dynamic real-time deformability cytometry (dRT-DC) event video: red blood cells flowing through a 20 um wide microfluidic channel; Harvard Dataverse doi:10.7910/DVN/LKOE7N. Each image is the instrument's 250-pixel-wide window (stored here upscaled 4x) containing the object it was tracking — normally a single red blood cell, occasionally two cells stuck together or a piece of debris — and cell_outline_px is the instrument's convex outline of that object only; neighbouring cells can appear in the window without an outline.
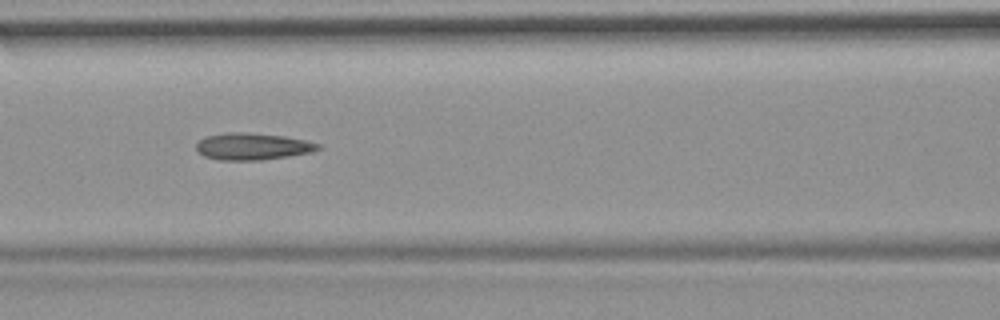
{"species": "common noctule bat (a hibernating species)", "species_latin": "Nyctalus noctula", "temperature_condition": "room temperature", "stored_images_in_passage": 9, "camera_frame_rate_fps": 3000, "um_per_image_px": 0.085, "animal": {"sex": "female", "body_mass_g": 19.9}, "frame": {"image": 1, "passage_image": 6, "time_ms": 5.667, "image_size_px": [1000, 320], "cell_outline_px": [[320, 148], [312, 152], [288, 156], [260, 160], [216, 160], [204, 156], [196, 148], [196, 144], [200, 140], [208, 136], [228, 132], [244, 132], [284, 136], [304, 140], [320, 144]], "centroid_in_image_um": [21.46, 12.45], "position_along_channel_um": 145.1, "area_um2": 18.9}}
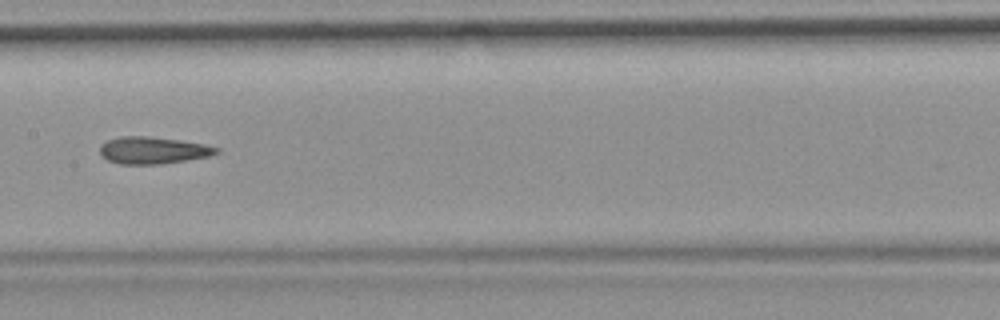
{"frame": {"image": 2, "passage_image": 7, "time_ms": 7.0, "image_size_px": [1000, 320], "cell_outline_px": [[220, 152], [208, 156], [188, 160], [160, 164], [120, 164], [108, 160], [100, 156], [100, 144], [108, 140], [120, 136], [148, 136], [180, 140], [204, 144], [220, 148]], "centroid_in_image_um": [12.99, 12.77], "position_along_channel_um": 194.4, "area_um2": 18.44}}